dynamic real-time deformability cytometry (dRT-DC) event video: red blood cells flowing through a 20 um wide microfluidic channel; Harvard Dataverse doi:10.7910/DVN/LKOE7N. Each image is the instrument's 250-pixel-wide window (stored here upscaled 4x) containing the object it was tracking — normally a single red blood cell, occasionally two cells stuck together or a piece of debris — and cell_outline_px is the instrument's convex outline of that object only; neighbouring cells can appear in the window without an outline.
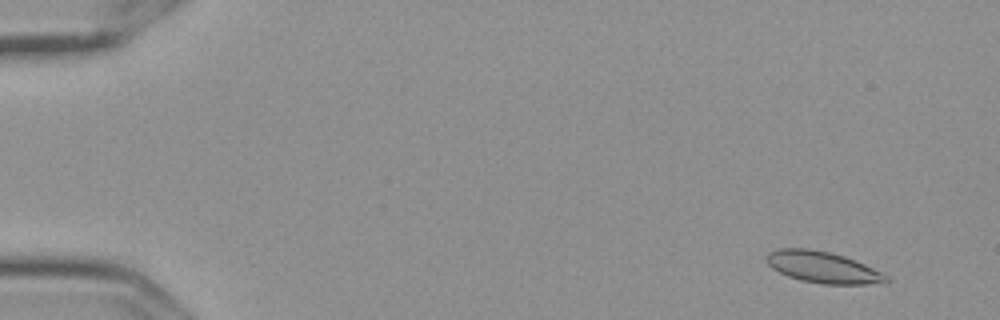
{"species": "Egyptian fruit bat (a non-hibernating species)", "species_latin": "Rousettus aegyptiacus", "temperature_condition": "cold", "stored_images_in_passage": 58, "camera_frame_rate_fps": 3000, "um_per_image_px": 0.085, "frame": {"image": 1, "passage_image": 5, "time_ms": 1.333, "image_size_px": [1000, 320], "cell_outline_px": [[892, 280], [884, 284], [824, 284], [804, 280], [788, 276], [772, 268], [764, 260], [764, 256], [768, 252], [776, 248], [808, 248], [832, 252], [844, 256], [864, 264], [888, 276]], "centroid_in_image_um": [69.93, 22.7], "position_along_channel_um": 15.1, "area_um2": 22.08}}
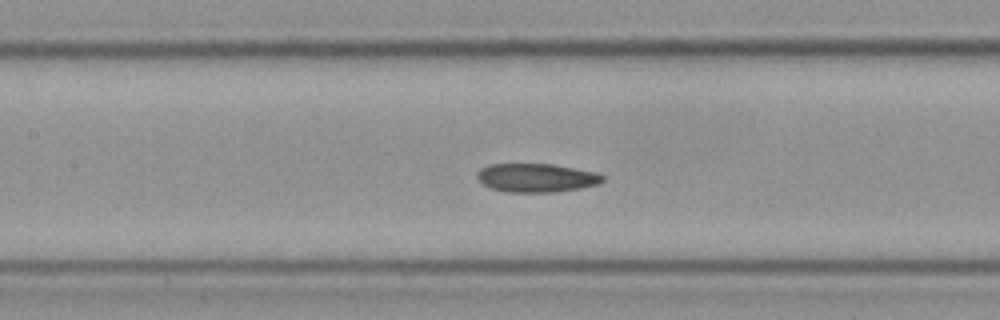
{"frame": {"image": 2, "passage_image": 28, "time_ms": 9.0, "image_size_px": [1000, 320], "cell_outline_px": [[604, 180], [596, 184], [580, 188], [556, 192], [508, 192], [492, 188], [484, 184], [476, 176], [476, 172], [480, 168], [488, 164], [552, 164], [596, 172], [604, 176]], "centroid_in_image_um": [45.57, 15.1], "position_along_channel_um": 161.8, "area_um2": 20.87}}
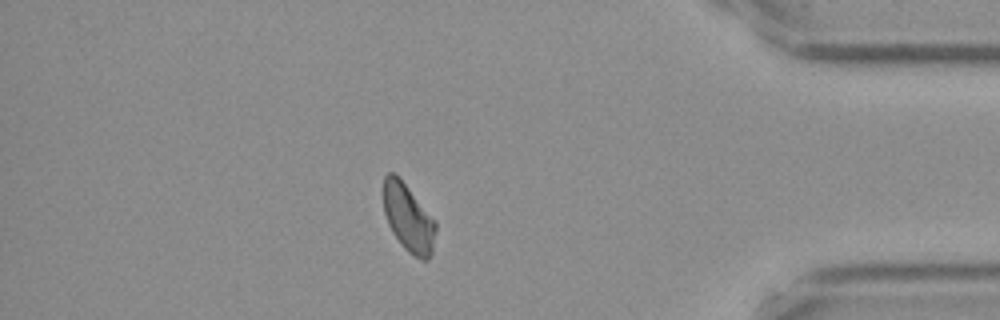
{"frame": {"image": 3, "passage_image": 51, "time_ms": 16.667, "image_size_px": [1000, 320], "cell_outline_px": [[436, 228], [432, 252], [428, 260], [424, 260], [408, 252], [400, 244], [392, 232], [388, 224], [384, 212], [384, 176], [388, 172], [396, 172], [400, 176], [436, 220]], "centroid_in_image_um": [34.71, 18.48], "position_along_channel_um": 400.5, "area_um2": 20.92}, "authors_computed_cell_mechanics": {"area_um2": 21.1548, "velocity_mm_per_s": 3.5458, "shape_relaxation_time_tau1_ms": null, "shape_relaxation_time_tau2_ms": 5.6966, "deformation_change_tau1": null, "deformation_change_tau2": 0.0895}}